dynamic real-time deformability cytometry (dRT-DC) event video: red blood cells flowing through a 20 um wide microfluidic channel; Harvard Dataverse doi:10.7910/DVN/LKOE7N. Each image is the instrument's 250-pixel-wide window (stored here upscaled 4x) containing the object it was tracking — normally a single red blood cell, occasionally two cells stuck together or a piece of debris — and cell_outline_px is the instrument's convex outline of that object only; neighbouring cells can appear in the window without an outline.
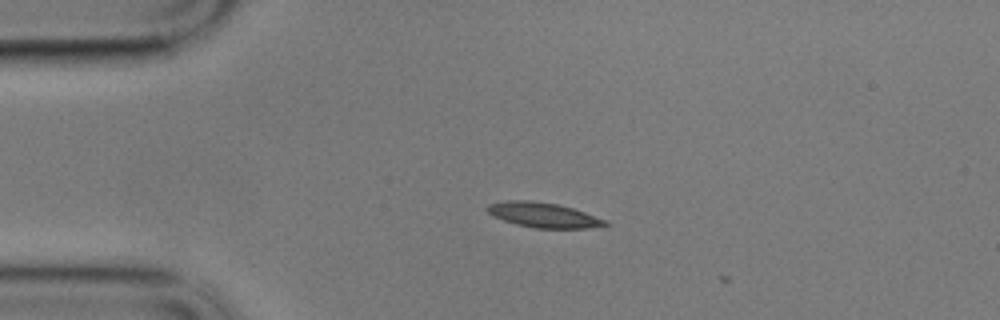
{"species": "common noctule bat (a hibernating species)", "species_latin": "Nyctalus noctula", "temperature_condition": "cold", "stored_images_in_passage": 2, "camera_frame_rate_fps": 3000, "um_per_image_px": 0.085, "animal": {"sex": "male", "body_mass_g": 17.9}, "frame": {"image": 1, "passage_image": 1, "time_ms": 0.0, "image_size_px": [1000, 320], "cell_outline_px": [[612, 224], [588, 228], [536, 228], [516, 224], [492, 216], [484, 208], [488, 204], [508, 200], [532, 200], [556, 204], [572, 208], [608, 220]], "centroid_in_image_um": [46.19, 18.27], "position_along_channel_um": 38.8, "area_um2": 17.17}}